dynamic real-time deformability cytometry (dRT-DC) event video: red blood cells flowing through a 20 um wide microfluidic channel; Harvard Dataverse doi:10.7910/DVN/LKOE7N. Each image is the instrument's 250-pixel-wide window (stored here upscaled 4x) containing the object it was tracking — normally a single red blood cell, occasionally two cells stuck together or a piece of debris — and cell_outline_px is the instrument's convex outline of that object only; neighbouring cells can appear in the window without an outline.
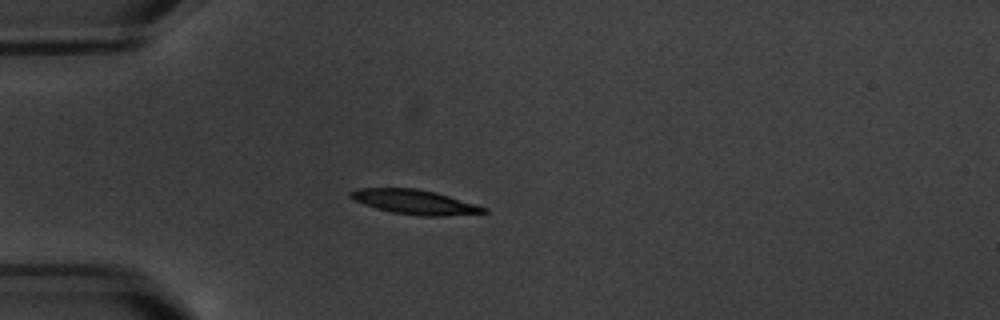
{"species": "common noctule bat (a hibernating species)", "species_latin": "Nyctalus noctula", "temperature_condition": "warm", "stored_images_in_passage": 15, "camera_frame_rate_fps": 3000, "um_per_image_px": 0.085, "animal": {"sex": "male", "body_mass_g": 20.1, "forearm_length_mm": 53.5}, "frame": {"image": 1, "passage_image": 4, "time_ms": 3.667, "image_size_px": [1000, 320], "cell_outline_px": [[488, 212], [444, 216], [420, 216], [392, 212], [376, 208], [352, 200], [348, 196], [348, 192], [356, 188], [416, 188], [436, 192], [476, 204], [488, 208]], "centroid_in_image_um": [35.22, 17.16], "position_along_channel_um": 49.8, "area_um2": 19.13}}
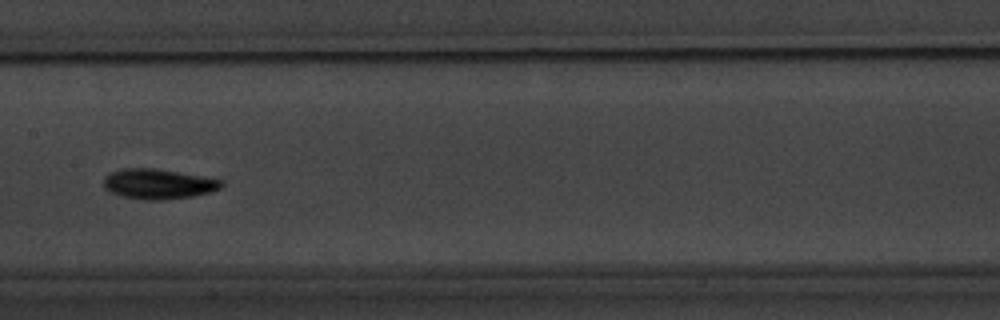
{"frame": {"image": 2, "passage_image": 8, "time_ms": 8.333, "image_size_px": [1000, 320], "cell_outline_px": [[224, 184], [220, 188], [208, 192], [192, 196], [164, 200], [144, 200], [124, 196], [112, 192], [104, 188], [104, 176], [120, 168], [156, 168], [224, 180]], "centroid_in_image_um": [13.45, 15.62], "position_along_channel_um": 194.0, "area_um2": 20.58}}
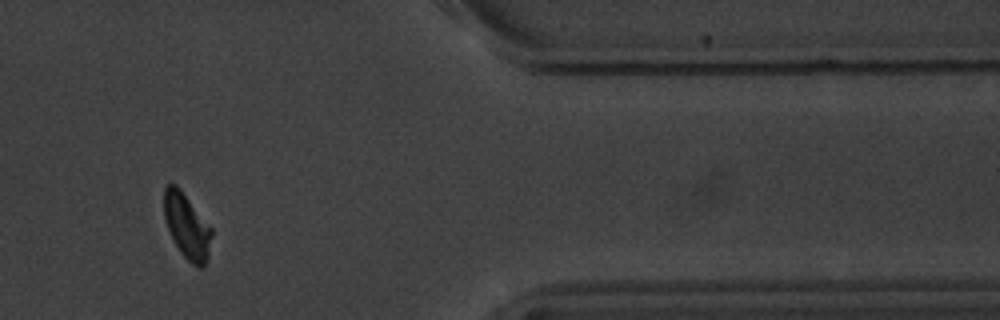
{"frame": {"image": 3, "passage_image": 13, "time_ms": 15.0, "image_size_px": [1000, 320], "cell_outline_px": [[212, 236], [208, 256], [204, 264], [200, 268], [196, 268], [180, 252], [172, 240], [164, 216], [164, 188], [168, 184], [176, 184], [180, 188], [212, 228]], "centroid_in_image_um": [15.88, 19.22], "position_along_channel_um": 395.5, "area_um2": 18.03}, "authors_computed_cell_mechanics": {"area_um2": 18.9584, "velocity_mm_per_s": 3.4041, "shape_relaxation_time_tau1_ms": 2.3763, "shape_relaxation_time_tau2_ms": null, "deformation_change_tau1": 0.1167, "deformation_change_tau2": null}}